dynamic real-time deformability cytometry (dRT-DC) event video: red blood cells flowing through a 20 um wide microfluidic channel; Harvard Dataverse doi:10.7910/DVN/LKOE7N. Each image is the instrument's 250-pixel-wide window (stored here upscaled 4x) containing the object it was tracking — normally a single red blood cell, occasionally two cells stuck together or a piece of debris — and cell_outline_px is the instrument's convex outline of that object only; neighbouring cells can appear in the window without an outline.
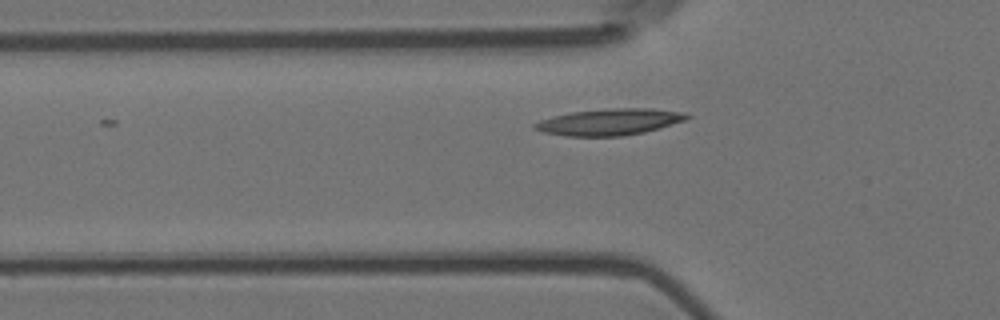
{"species": "Egyptian fruit bat (a non-hibernating species)", "species_latin": "Rousettus aegyptiacus", "temperature_condition": "room temperature", "stored_images_in_passage": 4, "camera_frame_rate_fps": 3000, "um_per_image_px": 0.085, "animal": {"sex": "female"}, "frame": {"image": 1, "passage_image": 3, "time_ms": 0.667, "image_size_px": [1000, 320], "cell_outline_px": [[692, 116], [684, 120], [660, 128], [644, 132], [620, 136], [568, 136], [544, 132], [532, 128], [532, 124], [540, 120], [552, 116], [568, 112], [612, 108], [652, 108], [684, 112]], "centroid_in_image_um": [51.79, 10.35], "position_along_channel_um": 74.0, "area_um2": 23.52}}
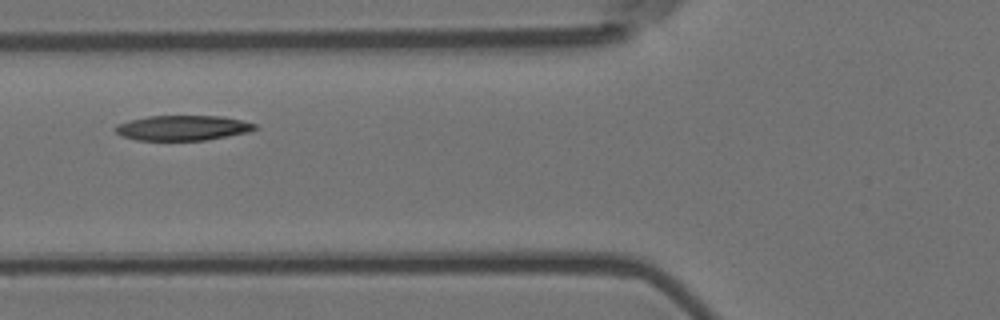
{"frame": {"image": 2, "passage_image": 4, "time_ms": 1.0, "image_size_px": [1000, 320], "cell_outline_px": [[260, 128], [248, 132], [204, 140], [136, 140], [120, 136], [112, 128], [116, 124], [148, 116], [220, 116], [240, 120], [256, 124]], "centroid_in_image_um": [15.5, 10.87], "position_along_channel_um": 110.3, "area_um2": 20.35}}